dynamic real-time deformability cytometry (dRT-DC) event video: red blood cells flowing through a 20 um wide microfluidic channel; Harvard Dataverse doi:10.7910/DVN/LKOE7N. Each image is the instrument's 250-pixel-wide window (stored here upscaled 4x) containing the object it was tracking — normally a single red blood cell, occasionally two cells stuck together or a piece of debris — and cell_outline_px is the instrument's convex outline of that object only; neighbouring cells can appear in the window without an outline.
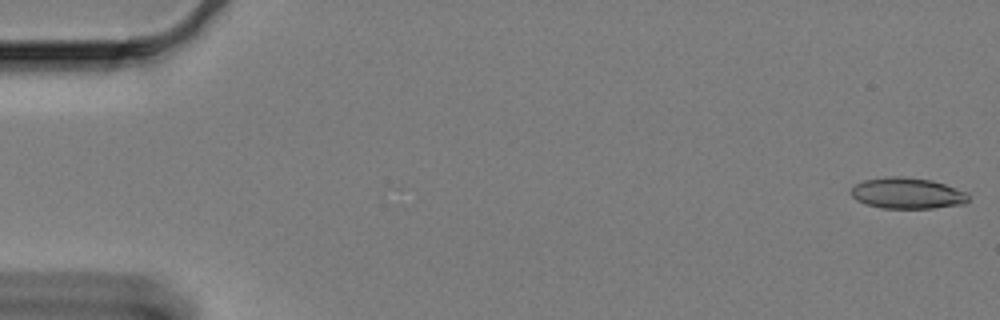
{"species": "Egyptian fruit bat (a non-hibernating species)", "species_latin": "Rousettus aegyptiacus", "temperature_condition": "cold", "stored_images_in_passage": 10, "camera_frame_rate_fps": 3000, "um_per_image_px": 0.085, "animal": {"sex": "female"}, "frame": {"image": 1, "passage_image": 1, "time_ms": 0.0, "image_size_px": [1000, 320], "cell_outline_px": [[968, 200], [964, 204], [932, 208], [880, 208], [864, 204], [856, 200], [852, 196], [852, 188], [856, 184], [864, 180], [888, 176], [900, 176], [932, 180], [968, 192]], "centroid_in_image_um": [77.12, 16.43], "position_along_channel_um": 7.9, "area_um2": 21.27}}